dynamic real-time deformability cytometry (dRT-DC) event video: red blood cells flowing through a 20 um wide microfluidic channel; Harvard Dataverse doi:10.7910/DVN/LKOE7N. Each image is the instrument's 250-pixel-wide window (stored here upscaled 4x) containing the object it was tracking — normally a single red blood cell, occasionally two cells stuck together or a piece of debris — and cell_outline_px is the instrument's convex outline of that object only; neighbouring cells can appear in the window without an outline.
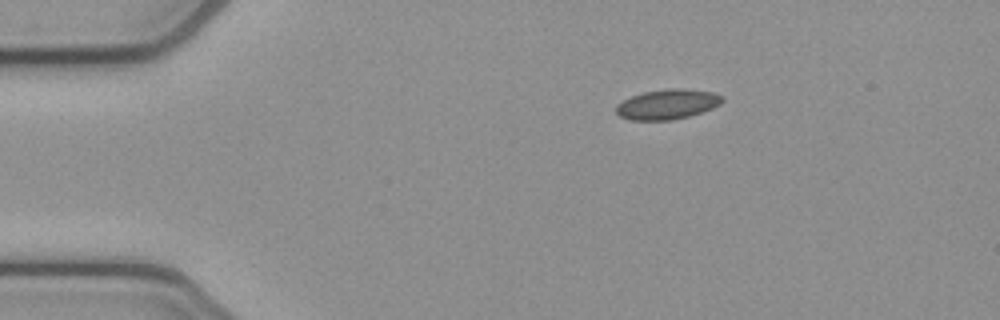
{"species": "common noctule bat (a hibernating species)", "species_latin": "Nyctalus noctula", "temperature_condition": "cold", "stored_images_in_passage": 45, "camera_frame_rate_fps": 3000, "um_per_image_px": 0.085, "animal": {"sex": "female", "body_mass_g": 21.9}, "frame": {"image": 1, "passage_image": 1, "time_ms": 0.0, "image_size_px": [1000, 320], "cell_outline_px": [[724, 100], [720, 104], [712, 108], [688, 116], [672, 120], [632, 120], [620, 116], [616, 112], [616, 104], [632, 96], [644, 92], [668, 88], [680, 88], [712, 92], [724, 96]], "centroid_in_image_um": [56.74, 8.86], "position_along_channel_um": 28.3, "area_um2": 18.44}}
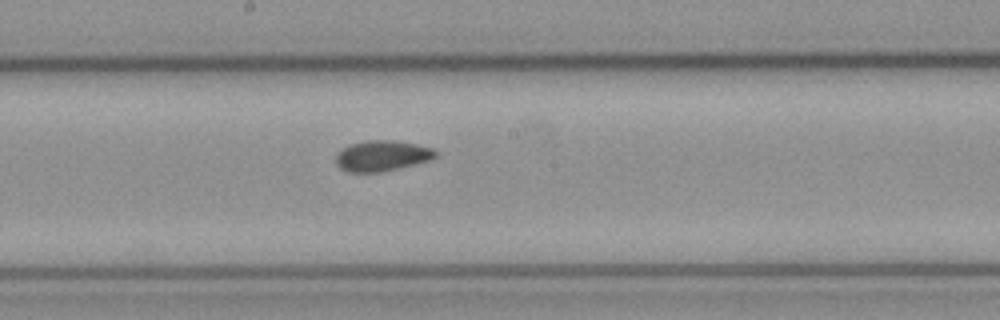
{"frame": {"image": 2, "passage_image": 20, "time_ms": 6.333, "image_size_px": [1000, 320], "cell_outline_px": [[440, 156], [432, 160], [380, 172], [348, 172], [340, 168], [336, 164], [336, 152], [348, 144], [368, 140], [392, 140], [416, 144], [432, 148], [440, 152]], "centroid_in_image_um": [32.49, 13.23], "position_along_channel_um": 215.7, "area_um2": 18.09}}
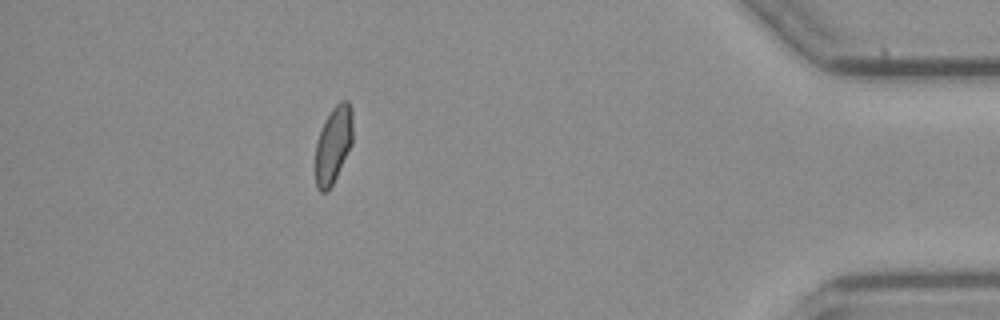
{"frame": {"image": 3, "passage_image": 39, "time_ms": 12.667, "image_size_px": [1000, 320], "cell_outline_px": [[352, 144], [332, 184], [324, 192], [320, 192], [316, 188], [316, 140], [332, 108], [340, 100], [348, 100], [352, 108]], "centroid_in_image_um": [28.34, 12.27], "position_along_channel_um": 406.9, "area_um2": 16.47}, "authors_computed_cell_mechanics": {"area_um2": 17.7446, "velocity_mm_per_s": 3.866, "shape_relaxation_time_tau1_ms": null, "shape_relaxation_time_tau2_ms": 3.573, "deformation_change_tau1": null, "deformation_change_tau2": 0.0675}}